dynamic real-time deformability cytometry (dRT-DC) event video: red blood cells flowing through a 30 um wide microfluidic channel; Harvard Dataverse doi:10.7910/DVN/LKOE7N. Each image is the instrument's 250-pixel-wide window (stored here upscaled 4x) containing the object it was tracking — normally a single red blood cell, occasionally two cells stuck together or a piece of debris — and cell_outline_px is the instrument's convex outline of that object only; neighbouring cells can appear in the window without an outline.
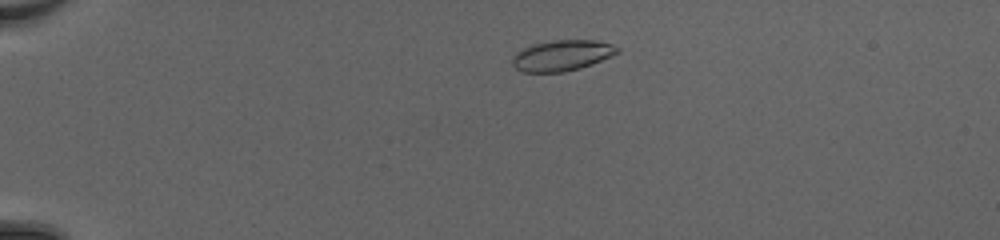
{"species": "common noctule bat (a hibernating species)", "species_latin": "Nyctalus noctula", "temperature_condition": "cold", "stored_images_in_passage": 45, "camera_frame_rate_fps": 3000, "um_per_image_px": 0.085, "animal": {"sex": "female", "body_mass_g": 20.0, "forearm_length_mm": 54.0}, "frame": {"image": 1, "passage_image": 7, "time_ms": 2.0, "image_size_px": [1000, 240], "cell_outline_px": [[620, 52], [612, 56], [592, 64], [580, 68], [564, 72], [520, 72], [512, 64], [512, 56], [516, 52], [532, 44], [552, 40], [596, 40], [612, 44], [620, 48]], "centroid_in_image_um": [47.77, 4.71], "position_along_channel_um": 37.2, "area_um2": 19.02}}
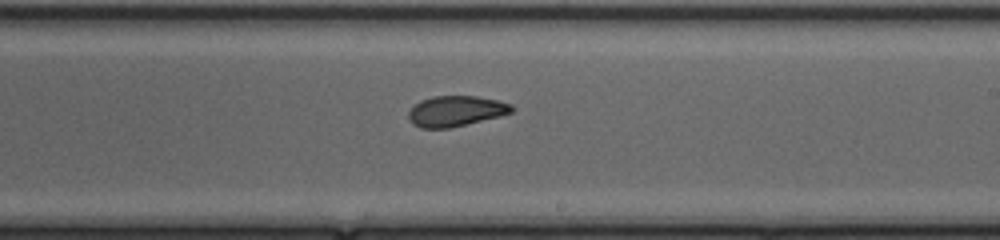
{"frame": {"image": 2, "passage_image": 27, "time_ms": 8.667, "image_size_px": [1000, 240], "cell_outline_px": [[516, 108], [512, 112], [500, 116], [448, 128], [420, 128], [412, 124], [408, 116], [408, 112], [420, 100], [432, 96], [476, 96], [496, 100], [512, 104]], "centroid_in_image_um": [38.74, 9.44], "position_along_channel_um": 250.3, "area_um2": 18.32}}
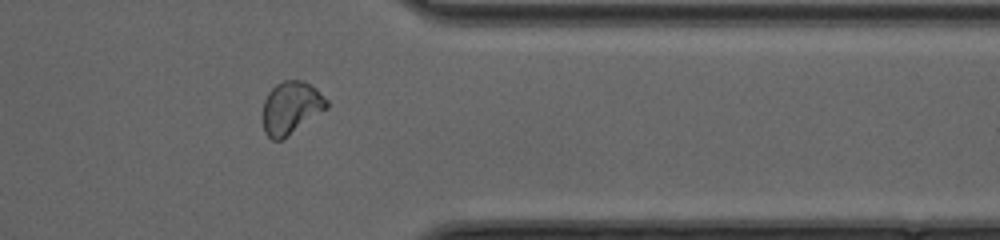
{"frame": {"image": 3, "passage_image": 37, "time_ms": 12.0, "image_size_px": [1000, 240], "cell_outline_px": [[328, 108], [280, 140], [272, 140], [264, 132], [260, 116], [264, 100], [268, 92], [276, 84], [284, 80], [304, 80], [316, 88], [328, 100]], "centroid_in_image_um": [24.7, 9.14], "position_along_channel_um": 386.7, "area_um2": 19.83}, "authors_computed_cell_mechanics": {"area_um2": 18.9584, "velocity_mm_per_s": 4.2411, "shape_relaxation_time_tau1_ms": 5.968, "shape_relaxation_time_tau2_ms": 1.4759, "deformation_change_tau1": 0.1636, "deformation_change_tau2": 0.0686}}